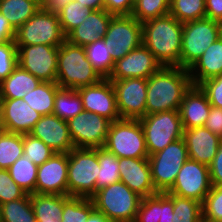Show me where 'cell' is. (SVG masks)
Segmentation results:
<instances>
[{
  "label": "cell",
  "mask_w": 222,
  "mask_h": 222,
  "mask_svg": "<svg viewBox=\"0 0 222 222\" xmlns=\"http://www.w3.org/2000/svg\"><path fill=\"white\" fill-rule=\"evenodd\" d=\"M41 116L21 98L0 99V119L6 132L29 134Z\"/></svg>",
  "instance_id": "obj_19"
},
{
  "label": "cell",
  "mask_w": 222,
  "mask_h": 222,
  "mask_svg": "<svg viewBox=\"0 0 222 222\" xmlns=\"http://www.w3.org/2000/svg\"><path fill=\"white\" fill-rule=\"evenodd\" d=\"M37 221H60L63 212V195L30 194Z\"/></svg>",
  "instance_id": "obj_30"
},
{
  "label": "cell",
  "mask_w": 222,
  "mask_h": 222,
  "mask_svg": "<svg viewBox=\"0 0 222 222\" xmlns=\"http://www.w3.org/2000/svg\"><path fill=\"white\" fill-rule=\"evenodd\" d=\"M59 88L60 86L56 82H41L34 90L26 93L22 99L42 116L51 115Z\"/></svg>",
  "instance_id": "obj_28"
},
{
  "label": "cell",
  "mask_w": 222,
  "mask_h": 222,
  "mask_svg": "<svg viewBox=\"0 0 222 222\" xmlns=\"http://www.w3.org/2000/svg\"><path fill=\"white\" fill-rule=\"evenodd\" d=\"M23 155V134L5 132L0 138V169H8Z\"/></svg>",
  "instance_id": "obj_38"
},
{
  "label": "cell",
  "mask_w": 222,
  "mask_h": 222,
  "mask_svg": "<svg viewBox=\"0 0 222 222\" xmlns=\"http://www.w3.org/2000/svg\"><path fill=\"white\" fill-rule=\"evenodd\" d=\"M169 14L181 23L206 18L205 0H170Z\"/></svg>",
  "instance_id": "obj_37"
},
{
  "label": "cell",
  "mask_w": 222,
  "mask_h": 222,
  "mask_svg": "<svg viewBox=\"0 0 222 222\" xmlns=\"http://www.w3.org/2000/svg\"><path fill=\"white\" fill-rule=\"evenodd\" d=\"M91 199L110 222H134L142 197L119 181L97 190Z\"/></svg>",
  "instance_id": "obj_5"
},
{
  "label": "cell",
  "mask_w": 222,
  "mask_h": 222,
  "mask_svg": "<svg viewBox=\"0 0 222 222\" xmlns=\"http://www.w3.org/2000/svg\"><path fill=\"white\" fill-rule=\"evenodd\" d=\"M16 31L11 27L8 20L0 13V44L15 40Z\"/></svg>",
  "instance_id": "obj_52"
},
{
  "label": "cell",
  "mask_w": 222,
  "mask_h": 222,
  "mask_svg": "<svg viewBox=\"0 0 222 222\" xmlns=\"http://www.w3.org/2000/svg\"><path fill=\"white\" fill-rule=\"evenodd\" d=\"M81 5L89 8L90 10H102L104 9V1L103 0H75Z\"/></svg>",
  "instance_id": "obj_54"
},
{
  "label": "cell",
  "mask_w": 222,
  "mask_h": 222,
  "mask_svg": "<svg viewBox=\"0 0 222 222\" xmlns=\"http://www.w3.org/2000/svg\"><path fill=\"white\" fill-rule=\"evenodd\" d=\"M188 71L194 86L222 74V36L203 52Z\"/></svg>",
  "instance_id": "obj_25"
},
{
  "label": "cell",
  "mask_w": 222,
  "mask_h": 222,
  "mask_svg": "<svg viewBox=\"0 0 222 222\" xmlns=\"http://www.w3.org/2000/svg\"><path fill=\"white\" fill-rule=\"evenodd\" d=\"M113 84L117 109L121 119H140L146 115V78L110 80Z\"/></svg>",
  "instance_id": "obj_15"
},
{
  "label": "cell",
  "mask_w": 222,
  "mask_h": 222,
  "mask_svg": "<svg viewBox=\"0 0 222 222\" xmlns=\"http://www.w3.org/2000/svg\"><path fill=\"white\" fill-rule=\"evenodd\" d=\"M206 18L222 23V0H205Z\"/></svg>",
  "instance_id": "obj_51"
},
{
  "label": "cell",
  "mask_w": 222,
  "mask_h": 222,
  "mask_svg": "<svg viewBox=\"0 0 222 222\" xmlns=\"http://www.w3.org/2000/svg\"><path fill=\"white\" fill-rule=\"evenodd\" d=\"M222 36V23L203 18L183 23L180 67L189 69Z\"/></svg>",
  "instance_id": "obj_7"
},
{
  "label": "cell",
  "mask_w": 222,
  "mask_h": 222,
  "mask_svg": "<svg viewBox=\"0 0 222 222\" xmlns=\"http://www.w3.org/2000/svg\"><path fill=\"white\" fill-rule=\"evenodd\" d=\"M188 151L184 138H180L162 151L149 155L151 179L158 193L168 192L182 165L188 160Z\"/></svg>",
  "instance_id": "obj_9"
},
{
  "label": "cell",
  "mask_w": 222,
  "mask_h": 222,
  "mask_svg": "<svg viewBox=\"0 0 222 222\" xmlns=\"http://www.w3.org/2000/svg\"><path fill=\"white\" fill-rule=\"evenodd\" d=\"M29 134L57 153H69L74 148L67 121L53 114L41 116Z\"/></svg>",
  "instance_id": "obj_20"
},
{
  "label": "cell",
  "mask_w": 222,
  "mask_h": 222,
  "mask_svg": "<svg viewBox=\"0 0 222 222\" xmlns=\"http://www.w3.org/2000/svg\"><path fill=\"white\" fill-rule=\"evenodd\" d=\"M0 222H2V218H1V210H0Z\"/></svg>",
  "instance_id": "obj_58"
},
{
  "label": "cell",
  "mask_w": 222,
  "mask_h": 222,
  "mask_svg": "<svg viewBox=\"0 0 222 222\" xmlns=\"http://www.w3.org/2000/svg\"><path fill=\"white\" fill-rule=\"evenodd\" d=\"M198 86L206 94L211 106L222 108V74L209 78Z\"/></svg>",
  "instance_id": "obj_46"
},
{
  "label": "cell",
  "mask_w": 222,
  "mask_h": 222,
  "mask_svg": "<svg viewBox=\"0 0 222 222\" xmlns=\"http://www.w3.org/2000/svg\"><path fill=\"white\" fill-rule=\"evenodd\" d=\"M37 222H60V221L48 220V221H37Z\"/></svg>",
  "instance_id": "obj_57"
},
{
  "label": "cell",
  "mask_w": 222,
  "mask_h": 222,
  "mask_svg": "<svg viewBox=\"0 0 222 222\" xmlns=\"http://www.w3.org/2000/svg\"><path fill=\"white\" fill-rule=\"evenodd\" d=\"M162 67L153 53L142 44L115 62L114 70L109 80H122L134 77L148 79Z\"/></svg>",
  "instance_id": "obj_18"
},
{
  "label": "cell",
  "mask_w": 222,
  "mask_h": 222,
  "mask_svg": "<svg viewBox=\"0 0 222 222\" xmlns=\"http://www.w3.org/2000/svg\"><path fill=\"white\" fill-rule=\"evenodd\" d=\"M38 166L25 155L19 157L8 171L14 182L27 194L35 193Z\"/></svg>",
  "instance_id": "obj_32"
},
{
  "label": "cell",
  "mask_w": 222,
  "mask_h": 222,
  "mask_svg": "<svg viewBox=\"0 0 222 222\" xmlns=\"http://www.w3.org/2000/svg\"><path fill=\"white\" fill-rule=\"evenodd\" d=\"M86 222H110L108 218L101 212L94 209L89 215Z\"/></svg>",
  "instance_id": "obj_55"
},
{
  "label": "cell",
  "mask_w": 222,
  "mask_h": 222,
  "mask_svg": "<svg viewBox=\"0 0 222 222\" xmlns=\"http://www.w3.org/2000/svg\"><path fill=\"white\" fill-rule=\"evenodd\" d=\"M166 194L173 200V216L171 222H203L202 203L171 193Z\"/></svg>",
  "instance_id": "obj_36"
},
{
  "label": "cell",
  "mask_w": 222,
  "mask_h": 222,
  "mask_svg": "<svg viewBox=\"0 0 222 222\" xmlns=\"http://www.w3.org/2000/svg\"><path fill=\"white\" fill-rule=\"evenodd\" d=\"M84 111L82 98L76 89L59 88L56 92L53 115L68 121Z\"/></svg>",
  "instance_id": "obj_29"
},
{
  "label": "cell",
  "mask_w": 222,
  "mask_h": 222,
  "mask_svg": "<svg viewBox=\"0 0 222 222\" xmlns=\"http://www.w3.org/2000/svg\"><path fill=\"white\" fill-rule=\"evenodd\" d=\"M18 65L42 82H56L59 47L49 45H16Z\"/></svg>",
  "instance_id": "obj_13"
},
{
  "label": "cell",
  "mask_w": 222,
  "mask_h": 222,
  "mask_svg": "<svg viewBox=\"0 0 222 222\" xmlns=\"http://www.w3.org/2000/svg\"><path fill=\"white\" fill-rule=\"evenodd\" d=\"M183 23L168 14L142 23V44L162 66L180 67Z\"/></svg>",
  "instance_id": "obj_2"
},
{
  "label": "cell",
  "mask_w": 222,
  "mask_h": 222,
  "mask_svg": "<svg viewBox=\"0 0 222 222\" xmlns=\"http://www.w3.org/2000/svg\"><path fill=\"white\" fill-rule=\"evenodd\" d=\"M18 65V52L15 40L0 44V83L4 81Z\"/></svg>",
  "instance_id": "obj_43"
},
{
  "label": "cell",
  "mask_w": 222,
  "mask_h": 222,
  "mask_svg": "<svg viewBox=\"0 0 222 222\" xmlns=\"http://www.w3.org/2000/svg\"><path fill=\"white\" fill-rule=\"evenodd\" d=\"M66 40L59 15L41 8L15 34L16 45H49L59 47Z\"/></svg>",
  "instance_id": "obj_8"
},
{
  "label": "cell",
  "mask_w": 222,
  "mask_h": 222,
  "mask_svg": "<svg viewBox=\"0 0 222 222\" xmlns=\"http://www.w3.org/2000/svg\"><path fill=\"white\" fill-rule=\"evenodd\" d=\"M211 186L209 166L188 158L178 172L172 188L165 193L203 203Z\"/></svg>",
  "instance_id": "obj_14"
},
{
  "label": "cell",
  "mask_w": 222,
  "mask_h": 222,
  "mask_svg": "<svg viewBox=\"0 0 222 222\" xmlns=\"http://www.w3.org/2000/svg\"><path fill=\"white\" fill-rule=\"evenodd\" d=\"M210 182L212 186H222V140L217 154L209 165Z\"/></svg>",
  "instance_id": "obj_48"
},
{
  "label": "cell",
  "mask_w": 222,
  "mask_h": 222,
  "mask_svg": "<svg viewBox=\"0 0 222 222\" xmlns=\"http://www.w3.org/2000/svg\"><path fill=\"white\" fill-rule=\"evenodd\" d=\"M203 222H222V186H211L202 203Z\"/></svg>",
  "instance_id": "obj_42"
},
{
  "label": "cell",
  "mask_w": 222,
  "mask_h": 222,
  "mask_svg": "<svg viewBox=\"0 0 222 222\" xmlns=\"http://www.w3.org/2000/svg\"><path fill=\"white\" fill-rule=\"evenodd\" d=\"M102 78L86 57L83 46L65 40L58 50L56 83L60 88L79 89L98 83Z\"/></svg>",
  "instance_id": "obj_3"
},
{
  "label": "cell",
  "mask_w": 222,
  "mask_h": 222,
  "mask_svg": "<svg viewBox=\"0 0 222 222\" xmlns=\"http://www.w3.org/2000/svg\"><path fill=\"white\" fill-rule=\"evenodd\" d=\"M71 0H41V5L49 12L58 13Z\"/></svg>",
  "instance_id": "obj_53"
},
{
  "label": "cell",
  "mask_w": 222,
  "mask_h": 222,
  "mask_svg": "<svg viewBox=\"0 0 222 222\" xmlns=\"http://www.w3.org/2000/svg\"><path fill=\"white\" fill-rule=\"evenodd\" d=\"M211 109L206 94L199 86L192 85L180 104L179 114L184 129L204 126Z\"/></svg>",
  "instance_id": "obj_23"
},
{
  "label": "cell",
  "mask_w": 222,
  "mask_h": 222,
  "mask_svg": "<svg viewBox=\"0 0 222 222\" xmlns=\"http://www.w3.org/2000/svg\"><path fill=\"white\" fill-rule=\"evenodd\" d=\"M100 170L98 148H73L68 153V196L91 198Z\"/></svg>",
  "instance_id": "obj_4"
},
{
  "label": "cell",
  "mask_w": 222,
  "mask_h": 222,
  "mask_svg": "<svg viewBox=\"0 0 222 222\" xmlns=\"http://www.w3.org/2000/svg\"><path fill=\"white\" fill-rule=\"evenodd\" d=\"M103 39L115 63L142 45V23L131 15L113 16Z\"/></svg>",
  "instance_id": "obj_11"
},
{
  "label": "cell",
  "mask_w": 222,
  "mask_h": 222,
  "mask_svg": "<svg viewBox=\"0 0 222 222\" xmlns=\"http://www.w3.org/2000/svg\"><path fill=\"white\" fill-rule=\"evenodd\" d=\"M86 57L92 64L94 70L102 79H109L111 76L115 63L109 53L108 47L105 45L103 38L96 40L85 47Z\"/></svg>",
  "instance_id": "obj_31"
},
{
  "label": "cell",
  "mask_w": 222,
  "mask_h": 222,
  "mask_svg": "<svg viewBox=\"0 0 222 222\" xmlns=\"http://www.w3.org/2000/svg\"><path fill=\"white\" fill-rule=\"evenodd\" d=\"M23 151L24 155L37 166L42 165L55 153L42 140L31 134H23Z\"/></svg>",
  "instance_id": "obj_41"
},
{
  "label": "cell",
  "mask_w": 222,
  "mask_h": 222,
  "mask_svg": "<svg viewBox=\"0 0 222 222\" xmlns=\"http://www.w3.org/2000/svg\"><path fill=\"white\" fill-rule=\"evenodd\" d=\"M103 148L118 158L149 157L139 119H120L112 122Z\"/></svg>",
  "instance_id": "obj_6"
},
{
  "label": "cell",
  "mask_w": 222,
  "mask_h": 222,
  "mask_svg": "<svg viewBox=\"0 0 222 222\" xmlns=\"http://www.w3.org/2000/svg\"><path fill=\"white\" fill-rule=\"evenodd\" d=\"M41 0H0V13L16 31L40 8Z\"/></svg>",
  "instance_id": "obj_27"
},
{
  "label": "cell",
  "mask_w": 222,
  "mask_h": 222,
  "mask_svg": "<svg viewBox=\"0 0 222 222\" xmlns=\"http://www.w3.org/2000/svg\"><path fill=\"white\" fill-rule=\"evenodd\" d=\"M94 209L91 198L63 195V212L60 222H86Z\"/></svg>",
  "instance_id": "obj_34"
},
{
  "label": "cell",
  "mask_w": 222,
  "mask_h": 222,
  "mask_svg": "<svg viewBox=\"0 0 222 222\" xmlns=\"http://www.w3.org/2000/svg\"><path fill=\"white\" fill-rule=\"evenodd\" d=\"M113 16L105 9L92 10L80 25L66 35V40L71 44L85 47L87 44L104 38Z\"/></svg>",
  "instance_id": "obj_24"
},
{
  "label": "cell",
  "mask_w": 222,
  "mask_h": 222,
  "mask_svg": "<svg viewBox=\"0 0 222 222\" xmlns=\"http://www.w3.org/2000/svg\"><path fill=\"white\" fill-rule=\"evenodd\" d=\"M119 174L120 181L142 198L158 193L152 183L148 158H119Z\"/></svg>",
  "instance_id": "obj_21"
},
{
  "label": "cell",
  "mask_w": 222,
  "mask_h": 222,
  "mask_svg": "<svg viewBox=\"0 0 222 222\" xmlns=\"http://www.w3.org/2000/svg\"><path fill=\"white\" fill-rule=\"evenodd\" d=\"M173 200L166 193H159V222H171Z\"/></svg>",
  "instance_id": "obj_50"
},
{
  "label": "cell",
  "mask_w": 222,
  "mask_h": 222,
  "mask_svg": "<svg viewBox=\"0 0 222 222\" xmlns=\"http://www.w3.org/2000/svg\"><path fill=\"white\" fill-rule=\"evenodd\" d=\"M159 193L143 197L134 222H159Z\"/></svg>",
  "instance_id": "obj_45"
},
{
  "label": "cell",
  "mask_w": 222,
  "mask_h": 222,
  "mask_svg": "<svg viewBox=\"0 0 222 222\" xmlns=\"http://www.w3.org/2000/svg\"><path fill=\"white\" fill-rule=\"evenodd\" d=\"M6 132L5 126L4 124L1 122L0 119V138L2 137V135Z\"/></svg>",
  "instance_id": "obj_56"
},
{
  "label": "cell",
  "mask_w": 222,
  "mask_h": 222,
  "mask_svg": "<svg viewBox=\"0 0 222 222\" xmlns=\"http://www.w3.org/2000/svg\"><path fill=\"white\" fill-rule=\"evenodd\" d=\"M183 138L186 143L189 159L209 166L222 138L213 134L205 126L184 129Z\"/></svg>",
  "instance_id": "obj_22"
},
{
  "label": "cell",
  "mask_w": 222,
  "mask_h": 222,
  "mask_svg": "<svg viewBox=\"0 0 222 222\" xmlns=\"http://www.w3.org/2000/svg\"><path fill=\"white\" fill-rule=\"evenodd\" d=\"M104 9L114 16L131 15L134 2L132 0H103Z\"/></svg>",
  "instance_id": "obj_47"
},
{
  "label": "cell",
  "mask_w": 222,
  "mask_h": 222,
  "mask_svg": "<svg viewBox=\"0 0 222 222\" xmlns=\"http://www.w3.org/2000/svg\"><path fill=\"white\" fill-rule=\"evenodd\" d=\"M148 154L162 151L170 143L183 138L184 128L179 111H163L145 115L139 119Z\"/></svg>",
  "instance_id": "obj_10"
},
{
  "label": "cell",
  "mask_w": 222,
  "mask_h": 222,
  "mask_svg": "<svg viewBox=\"0 0 222 222\" xmlns=\"http://www.w3.org/2000/svg\"><path fill=\"white\" fill-rule=\"evenodd\" d=\"M84 111L93 112L108 118L112 122L121 119L117 109L116 93L109 79L77 89Z\"/></svg>",
  "instance_id": "obj_17"
},
{
  "label": "cell",
  "mask_w": 222,
  "mask_h": 222,
  "mask_svg": "<svg viewBox=\"0 0 222 222\" xmlns=\"http://www.w3.org/2000/svg\"><path fill=\"white\" fill-rule=\"evenodd\" d=\"M42 81L22 69L19 65L0 83V99L23 98Z\"/></svg>",
  "instance_id": "obj_26"
},
{
  "label": "cell",
  "mask_w": 222,
  "mask_h": 222,
  "mask_svg": "<svg viewBox=\"0 0 222 222\" xmlns=\"http://www.w3.org/2000/svg\"><path fill=\"white\" fill-rule=\"evenodd\" d=\"M91 11L92 10L75 0L68 2L66 6L57 13L63 33L67 35L71 30L80 25Z\"/></svg>",
  "instance_id": "obj_40"
},
{
  "label": "cell",
  "mask_w": 222,
  "mask_h": 222,
  "mask_svg": "<svg viewBox=\"0 0 222 222\" xmlns=\"http://www.w3.org/2000/svg\"><path fill=\"white\" fill-rule=\"evenodd\" d=\"M26 192L18 186L8 169H0V205L22 198Z\"/></svg>",
  "instance_id": "obj_44"
},
{
  "label": "cell",
  "mask_w": 222,
  "mask_h": 222,
  "mask_svg": "<svg viewBox=\"0 0 222 222\" xmlns=\"http://www.w3.org/2000/svg\"><path fill=\"white\" fill-rule=\"evenodd\" d=\"M191 86L192 81L187 69L163 66L147 79L146 115L178 111Z\"/></svg>",
  "instance_id": "obj_1"
},
{
  "label": "cell",
  "mask_w": 222,
  "mask_h": 222,
  "mask_svg": "<svg viewBox=\"0 0 222 222\" xmlns=\"http://www.w3.org/2000/svg\"><path fill=\"white\" fill-rule=\"evenodd\" d=\"M169 11L170 0H136L131 16L143 23L150 19L168 15Z\"/></svg>",
  "instance_id": "obj_39"
},
{
  "label": "cell",
  "mask_w": 222,
  "mask_h": 222,
  "mask_svg": "<svg viewBox=\"0 0 222 222\" xmlns=\"http://www.w3.org/2000/svg\"><path fill=\"white\" fill-rule=\"evenodd\" d=\"M100 170L96 178L97 190L120 181L119 158L105 148H98Z\"/></svg>",
  "instance_id": "obj_35"
},
{
  "label": "cell",
  "mask_w": 222,
  "mask_h": 222,
  "mask_svg": "<svg viewBox=\"0 0 222 222\" xmlns=\"http://www.w3.org/2000/svg\"><path fill=\"white\" fill-rule=\"evenodd\" d=\"M204 126L213 134L222 138V108L211 106L207 121Z\"/></svg>",
  "instance_id": "obj_49"
},
{
  "label": "cell",
  "mask_w": 222,
  "mask_h": 222,
  "mask_svg": "<svg viewBox=\"0 0 222 222\" xmlns=\"http://www.w3.org/2000/svg\"><path fill=\"white\" fill-rule=\"evenodd\" d=\"M2 222H37L30 194L0 205Z\"/></svg>",
  "instance_id": "obj_33"
},
{
  "label": "cell",
  "mask_w": 222,
  "mask_h": 222,
  "mask_svg": "<svg viewBox=\"0 0 222 222\" xmlns=\"http://www.w3.org/2000/svg\"><path fill=\"white\" fill-rule=\"evenodd\" d=\"M112 121L93 112L82 111L67 121L74 148L104 147Z\"/></svg>",
  "instance_id": "obj_12"
},
{
  "label": "cell",
  "mask_w": 222,
  "mask_h": 222,
  "mask_svg": "<svg viewBox=\"0 0 222 222\" xmlns=\"http://www.w3.org/2000/svg\"><path fill=\"white\" fill-rule=\"evenodd\" d=\"M67 171L68 153L55 152L38 166L35 193L68 195Z\"/></svg>",
  "instance_id": "obj_16"
}]
</instances>
